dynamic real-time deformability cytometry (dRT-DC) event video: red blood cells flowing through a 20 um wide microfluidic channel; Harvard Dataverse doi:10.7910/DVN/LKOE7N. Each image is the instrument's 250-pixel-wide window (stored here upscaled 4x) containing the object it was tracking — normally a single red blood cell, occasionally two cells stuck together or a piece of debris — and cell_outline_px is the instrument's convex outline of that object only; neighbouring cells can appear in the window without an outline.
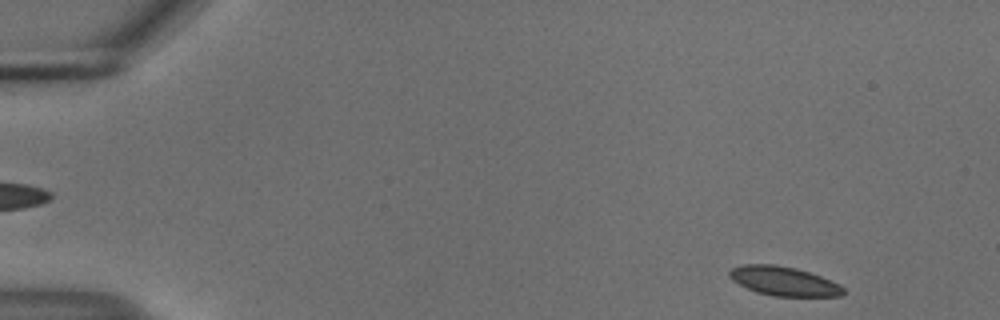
{"species": "common noctule bat (a hibernating species)", "species_latin": "Nyctalus noctula", "temperature_condition": "cold", "stored_images_in_passage": 51, "camera_frame_rate_fps": 3000, "um_per_image_px": 0.085, "animal": {"sex": "male", "body_mass_g": 18.8}, "frame": {"image": 1, "passage_image": 2, "time_ms": 0.333, "image_size_px": [1000, 320], "cell_outline_px": [[844, 292], [840, 296], [772, 296], [756, 292], [732, 280], [728, 276], [728, 272], [732, 268], [744, 264], [772, 264], [796, 268], [820, 276], [840, 284], [844, 288]], "centroid_in_image_um": [66.61, 23.89], "position_along_channel_um": 18.4, "area_um2": 19.25}}
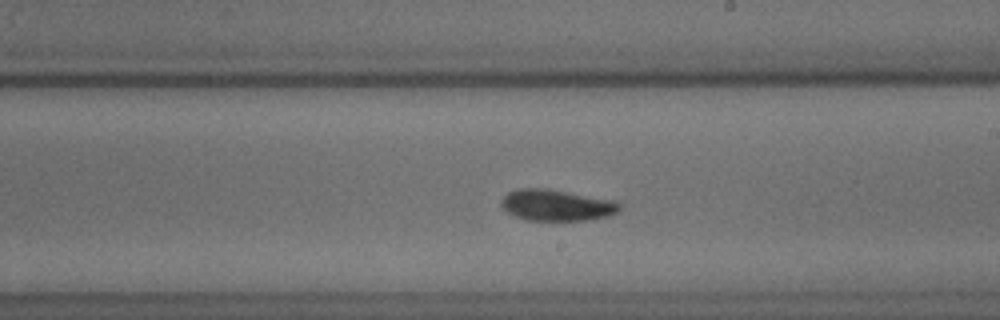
{"frame": {"image": 2, "passage_image": 29, "time_ms": 9.333, "image_size_px": [1000, 320], "cell_outline_px": [[620, 208], [616, 212], [608, 216], [584, 220], [524, 220], [508, 212], [500, 204], [500, 200], [508, 192], [516, 188], [548, 188], [612, 200], [620, 204]], "centroid_in_image_um": [47.26, 17.43], "position_along_channel_um": 241.7, "area_um2": 21.44}}
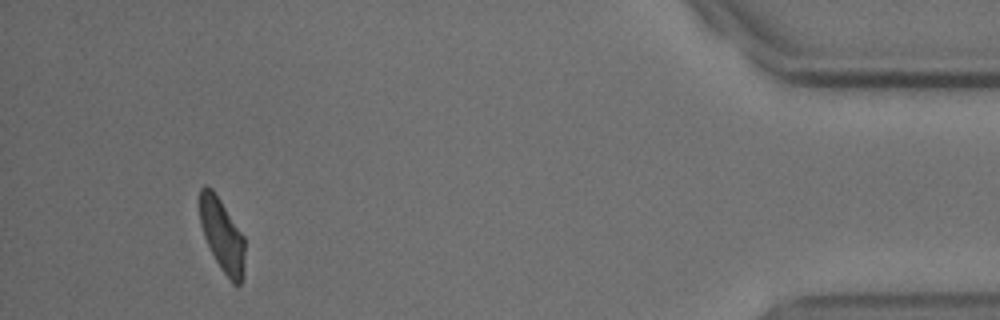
{"frame": {"image": 3, "passage_image": 48, "time_ms": 15.667, "image_size_px": [1000, 320], "cell_outline_px": [[244, 276], [240, 284], [232, 284], [220, 268], [204, 236], [200, 224], [200, 188], [204, 184], [212, 188], [244, 236]], "centroid_in_image_um": [18.89, 20.01], "position_along_channel_um": 416.3, "area_um2": 19.07}, "authors_computed_cell_mechanics": {"area_um2": 20.4034, "velocity_mm_per_s": 3.7079, "shape_relaxation_time_tau1_ms": 4.0037, "shape_relaxation_time_tau2_ms": 2.6041, "deformation_change_tau1": 0.13, "deformation_change_tau2": 0.0775}}